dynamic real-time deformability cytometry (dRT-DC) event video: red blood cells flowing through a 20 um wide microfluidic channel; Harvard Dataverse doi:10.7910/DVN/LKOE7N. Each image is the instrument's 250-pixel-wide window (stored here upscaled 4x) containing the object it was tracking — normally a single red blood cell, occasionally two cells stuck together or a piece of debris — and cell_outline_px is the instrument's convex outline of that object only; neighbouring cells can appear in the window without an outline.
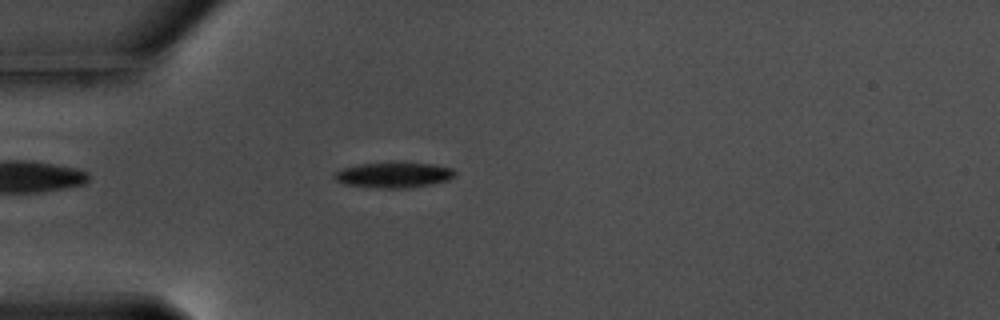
{"species": "common noctule bat (a hibernating species)", "species_latin": "Nyctalus noctula", "temperature_condition": "warm", "stored_images_in_passage": 48, "camera_frame_rate_fps": 3000, "um_per_image_px": 0.085, "animal": {"sex": "male", "body_mass_g": 17.5, "forearm_length_mm": 52.3}, "frame": {"image": 1, "passage_image": 7, "time_ms": 2.0, "image_size_px": [1000, 320], "cell_outline_px": [[456, 176], [448, 180], [428, 184], [404, 188], [380, 188], [344, 184], [336, 180], [332, 176], [336, 172], [344, 168], [360, 164], [388, 160], [400, 160], [432, 164], [452, 168], [456, 172]], "centroid_in_image_um": [33.48, 14.82], "position_along_channel_um": 51.5, "area_um2": 18.44}}
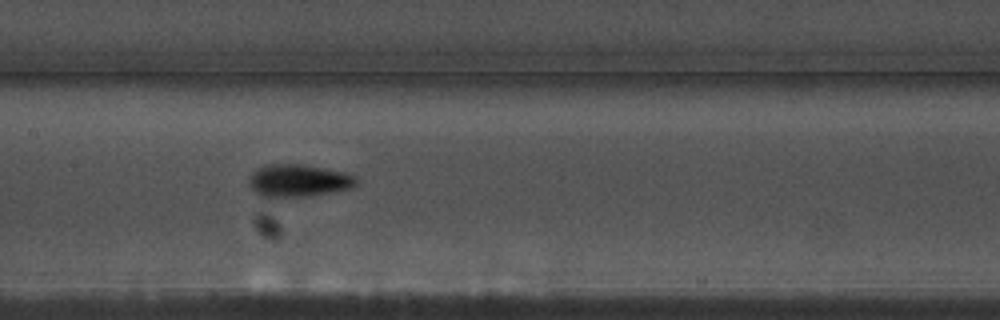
{"frame": {"image": 2, "passage_image": 19, "time_ms": 6.0, "image_size_px": [1000, 320], "cell_outline_px": [[360, 184], [352, 188], [332, 192], [308, 196], [276, 200], [268, 200], [260, 196], [248, 184], [248, 180], [252, 172], [264, 164], [304, 164], [344, 172], [356, 176]], "centroid_in_image_um": [25.34, 15.39], "position_along_channel_um": 182.1, "area_um2": 21.21}}
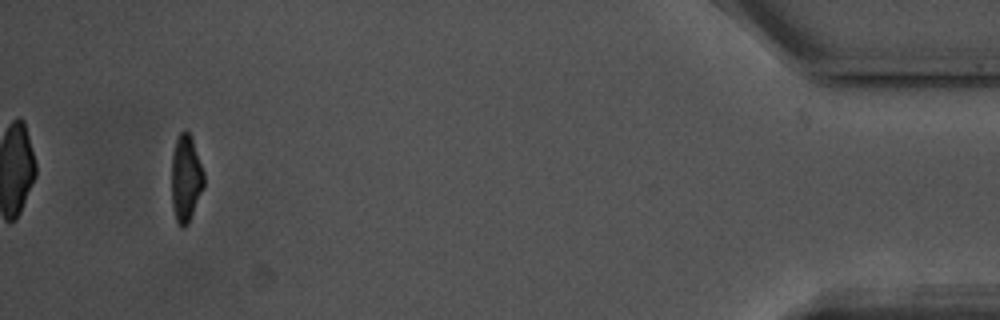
{"frame": {"image": 3, "passage_image": 45, "time_ms": 14.667, "image_size_px": [1000, 320], "cell_outline_px": [[204, 188], [188, 224], [184, 228], [180, 228], [176, 224], [172, 204], [172, 156], [176, 140], [180, 132], [184, 128], [192, 136], [204, 172]], "centroid_in_image_um": [15.81, 15.18], "position_along_channel_um": 419.4, "area_um2": 16.7}, "authors_computed_cell_mechanics": {"area_um2": 17.918, "velocity_mm_per_s": 3.5653, "shape_relaxation_time_tau1_ms": 2.4421, "shape_relaxation_time_tau2_ms": 4.5082, "deformation_change_tau1": 0.1488, "deformation_change_tau2": 0.1174}}